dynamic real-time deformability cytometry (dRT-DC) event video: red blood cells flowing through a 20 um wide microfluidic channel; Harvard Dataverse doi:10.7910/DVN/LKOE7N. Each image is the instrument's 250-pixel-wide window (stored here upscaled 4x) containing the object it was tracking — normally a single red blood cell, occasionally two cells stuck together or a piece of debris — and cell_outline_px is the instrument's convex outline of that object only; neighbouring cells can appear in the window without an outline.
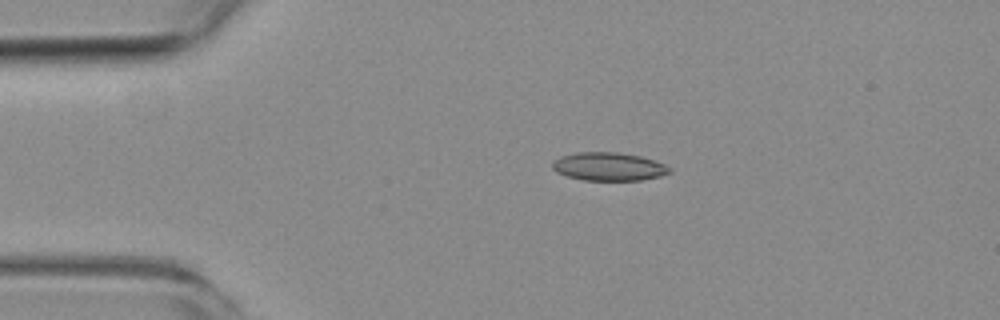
{"species": "common noctule bat (a hibernating species)", "species_latin": "Nyctalus noctula", "temperature_condition": "room temperature", "stored_images_in_passage": 5, "camera_frame_rate_fps": 3000, "um_per_image_px": 0.085, "animal": {"sex": "female", "body_mass_g": 19.3, "forearm_length_mm": 54.1}, "frame": {"image": 1, "passage_image": 3, "time_ms": 2.333, "image_size_px": [1000, 320], "cell_outline_px": [[672, 172], [660, 176], [640, 180], [584, 180], [568, 176], [556, 172], [552, 168], [552, 160], [560, 156], [576, 152], [616, 152], [640, 156], [656, 160], [672, 168]], "centroid_in_image_um": [51.74, 14.15], "position_along_channel_um": 33.3, "area_um2": 19.42}}
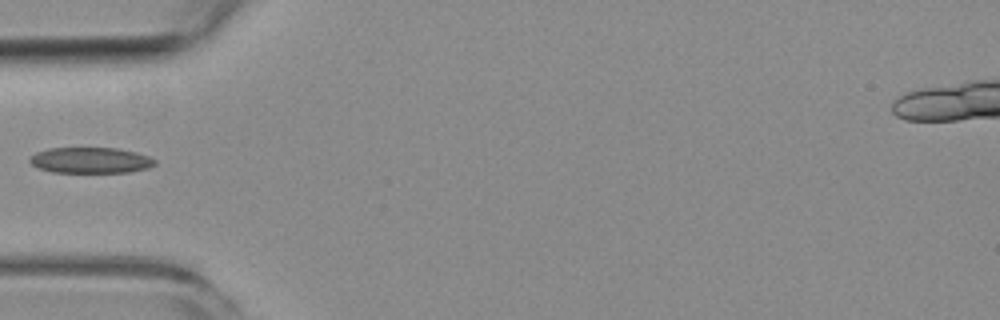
{"frame": {"image": 2, "passage_image": 5, "time_ms": 4.667, "image_size_px": [1000, 320], "cell_outline_px": [[156, 164], [148, 168], [128, 172], [52, 172], [40, 168], [32, 164], [28, 160], [36, 152], [48, 148], [116, 148], [136, 152], [148, 156], [156, 160]], "centroid_in_image_um": [7.71, 13.62], "position_along_channel_um": 77.3, "area_um2": 18.73}}